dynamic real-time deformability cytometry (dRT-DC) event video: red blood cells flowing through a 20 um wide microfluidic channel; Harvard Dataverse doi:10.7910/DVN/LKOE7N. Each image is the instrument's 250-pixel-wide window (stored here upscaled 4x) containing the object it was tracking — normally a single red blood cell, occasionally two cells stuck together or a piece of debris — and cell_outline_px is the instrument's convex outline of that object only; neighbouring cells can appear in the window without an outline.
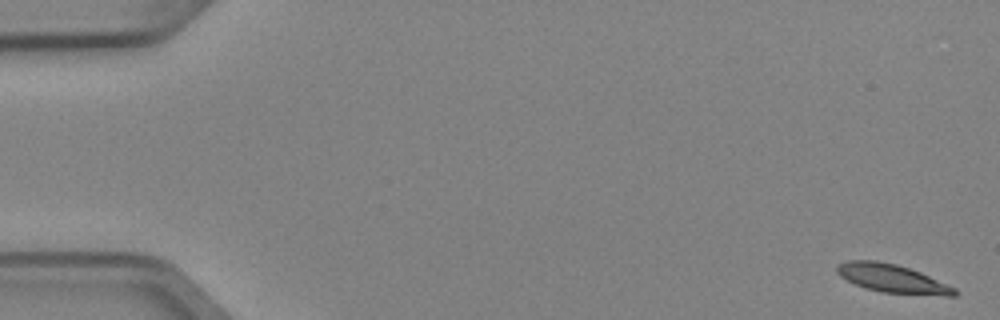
{"species": "Egyptian fruit bat (a non-hibernating species)", "species_latin": "Rousettus aegyptiacus", "temperature_condition": "cold", "stored_images_in_passage": 6, "camera_frame_rate_fps": 3000, "um_per_image_px": 0.085, "animal": {"sex": "female"}, "frame": {"image": 1, "passage_image": 1, "time_ms": 0.0, "image_size_px": [1000, 320], "cell_outline_px": [[960, 292], [956, 296], [944, 296], [880, 292], [864, 288], [840, 276], [836, 272], [836, 268], [840, 264], [848, 260], [876, 260], [896, 264], [920, 272], [956, 288]], "centroid_in_image_um": [75.88, 23.69], "position_along_channel_um": 9.1, "area_um2": 19.48}}